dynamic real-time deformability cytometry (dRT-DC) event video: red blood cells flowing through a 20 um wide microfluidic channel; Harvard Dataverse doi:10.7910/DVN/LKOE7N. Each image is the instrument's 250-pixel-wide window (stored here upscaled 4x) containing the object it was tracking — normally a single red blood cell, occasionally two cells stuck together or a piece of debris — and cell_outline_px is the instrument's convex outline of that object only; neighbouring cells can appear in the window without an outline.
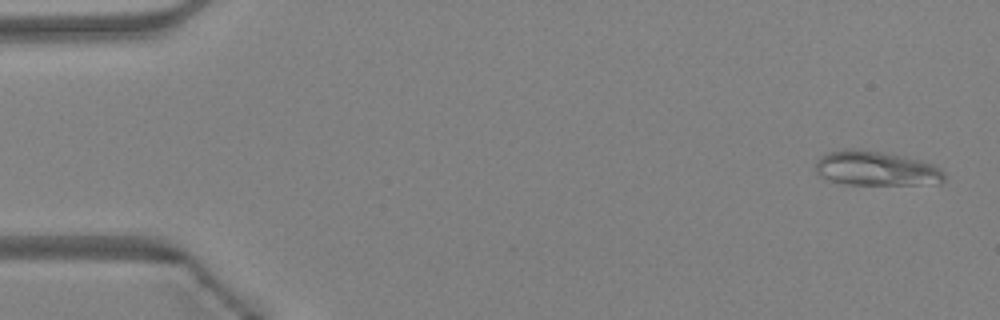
{"species": "Egyptian fruit bat (a non-hibernating species)", "species_latin": "Rousettus aegyptiacus", "temperature_condition": "warm", "stored_images_in_passage": 47, "camera_frame_rate_fps": 3000, "um_per_image_px": 0.085, "animal": {"sex": "female"}, "frame": {"image": 1, "passage_image": 2, "time_ms": 0.333, "image_size_px": [1000, 320], "cell_outline_px": [[944, 180], [940, 184], [844, 184], [820, 176], [816, 172], [816, 160], [820, 156], [828, 152], [844, 148], [860, 148], [884, 152], [904, 156], [936, 164], [944, 172]], "centroid_in_image_um": [74.48, 14.3], "position_along_channel_um": 10.5, "area_um2": 26.24}}
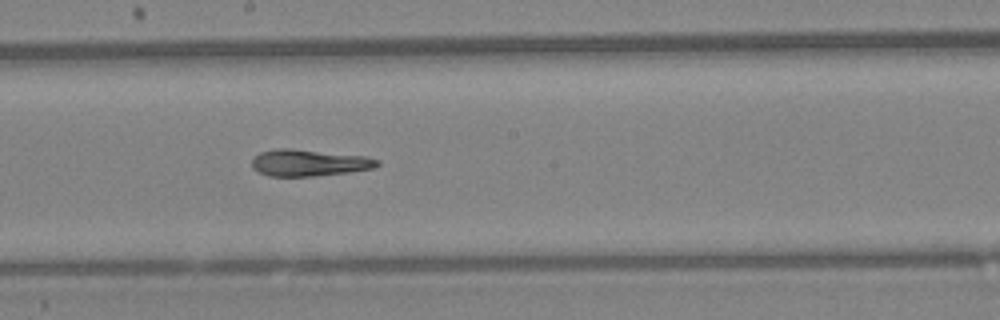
{"frame": {"image": 2, "passage_image": 26, "time_ms": 8.333, "image_size_px": [1000, 320], "cell_outline_px": [[380, 164], [372, 168], [348, 172], [312, 176], [268, 176], [252, 168], [252, 160], [260, 152], [276, 148], [292, 148], [364, 156], [380, 160]], "centroid_in_image_um": [26.24, 13.83], "position_along_channel_um": 222.0, "area_um2": 19.36}}
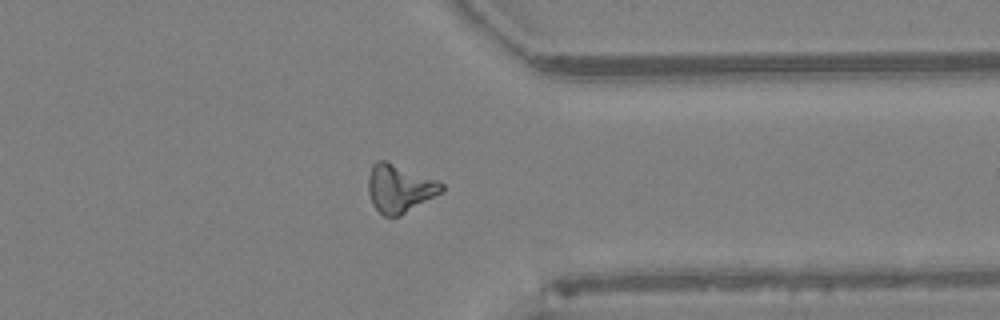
{"frame": {"image": 3, "passage_image": 37, "time_ms": 12.0, "image_size_px": [1000, 320], "cell_outline_px": [[444, 188], [440, 192], [400, 216], [384, 216], [372, 204], [368, 192], [368, 176], [372, 164], [376, 160], [384, 160], [436, 180], [444, 184]], "centroid_in_image_um": [33.91, 16.01], "position_along_channel_um": 377.5, "area_um2": 20.11}, "authors_computed_cell_mechanics": {"area_um2": 19.8254, "velocity_mm_per_s": 4.3522, "shape_relaxation_time_tau1_ms": 9.747, "shape_relaxation_time_tau2_ms": 7.3832, "deformation_change_tau1": 0.2595, "deformation_change_tau2": 0.1724}}